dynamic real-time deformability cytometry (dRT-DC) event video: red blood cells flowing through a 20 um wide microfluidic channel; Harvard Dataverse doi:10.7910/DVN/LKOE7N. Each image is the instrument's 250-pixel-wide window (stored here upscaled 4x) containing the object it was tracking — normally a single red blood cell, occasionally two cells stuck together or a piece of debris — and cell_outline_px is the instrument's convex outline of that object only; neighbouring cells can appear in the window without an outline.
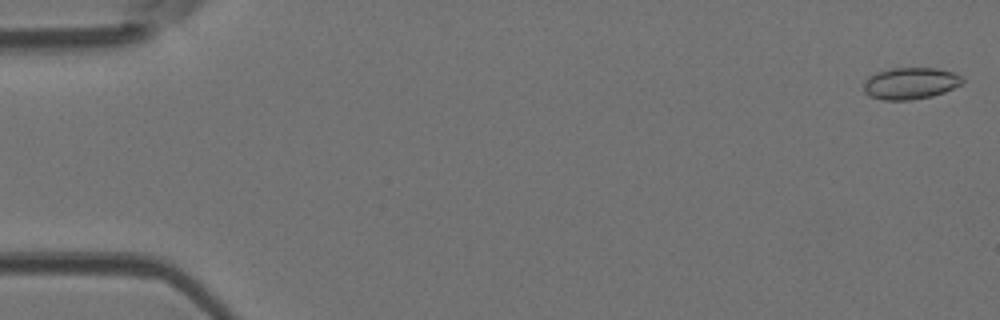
{"species": "Egyptian fruit bat (a non-hibernating species)", "species_latin": "Rousettus aegyptiacus", "temperature_condition": "room temperature", "stored_images_in_passage": 6, "camera_frame_rate_fps": 3000, "um_per_image_px": 0.085, "animal": {"sex": "female"}, "frame": {"image": 1, "passage_image": 1, "time_ms": 0.0, "image_size_px": [1000, 320], "cell_outline_px": [[964, 80], [960, 84], [944, 92], [932, 96], [912, 100], [884, 100], [868, 96], [864, 92], [864, 80], [868, 76], [876, 72], [892, 68], [936, 68], [952, 72], [960, 76]], "centroid_in_image_um": [77.33, 7.09], "position_along_channel_um": 7.7, "area_um2": 18.26}}
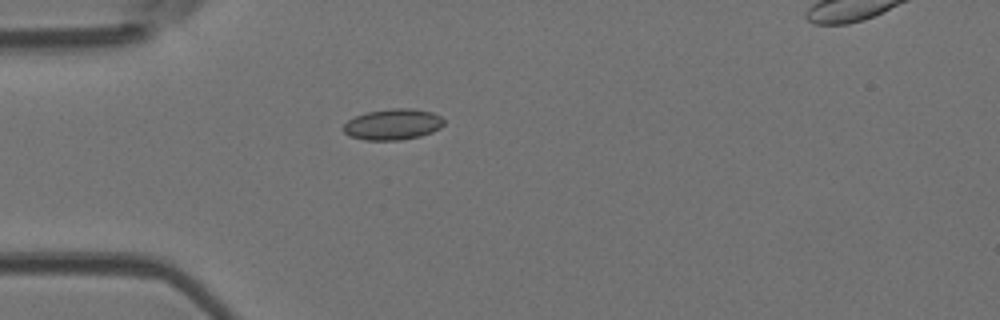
{"frame": {"image": 2, "passage_image": 5, "time_ms": 1.333, "image_size_px": [1000, 320], "cell_outline_px": [[444, 124], [440, 128], [432, 132], [420, 136], [400, 140], [364, 140], [348, 136], [340, 128], [348, 120], [356, 116], [368, 112], [392, 108], [412, 108], [432, 112], [440, 116], [444, 120]], "centroid_in_image_um": [33.37, 10.58], "position_along_channel_um": 51.6, "area_um2": 18.26}}